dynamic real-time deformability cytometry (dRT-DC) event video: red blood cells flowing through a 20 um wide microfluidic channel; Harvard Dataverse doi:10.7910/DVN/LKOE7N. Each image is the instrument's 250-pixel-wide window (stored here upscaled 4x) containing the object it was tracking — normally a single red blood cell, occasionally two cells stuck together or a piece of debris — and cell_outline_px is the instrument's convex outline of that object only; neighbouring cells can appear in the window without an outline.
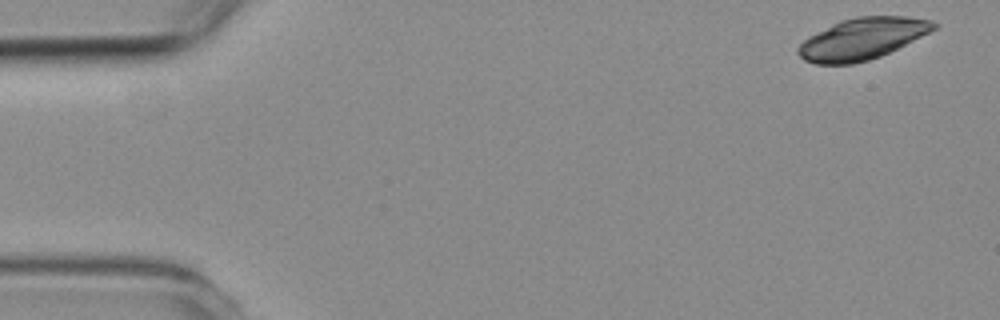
{"species": "common noctule bat (a hibernating species)", "species_latin": "Nyctalus noctula", "temperature_condition": "room temperature", "stored_images_in_passage": 6, "camera_frame_rate_fps": 3000, "um_per_image_px": 0.085, "animal": {"sex": "female", "body_mass_g": 19.3, "forearm_length_mm": 54.1}, "frame": {"image": 1, "passage_image": 1, "time_ms": 0.0, "image_size_px": [1000, 320], "cell_outline_px": [[940, 24], [936, 28], [880, 56], [868, 60], [852, 64], [816, 64], [804, 60], [796, 52], [796, 48], [808, 36], [840, 20], [856, 16], [908, 16], [932, 20]], "centroid_in_image_um": [73.25, 3.28], "position_along_channel_um": 11.7, "area_um2": 32.6}}